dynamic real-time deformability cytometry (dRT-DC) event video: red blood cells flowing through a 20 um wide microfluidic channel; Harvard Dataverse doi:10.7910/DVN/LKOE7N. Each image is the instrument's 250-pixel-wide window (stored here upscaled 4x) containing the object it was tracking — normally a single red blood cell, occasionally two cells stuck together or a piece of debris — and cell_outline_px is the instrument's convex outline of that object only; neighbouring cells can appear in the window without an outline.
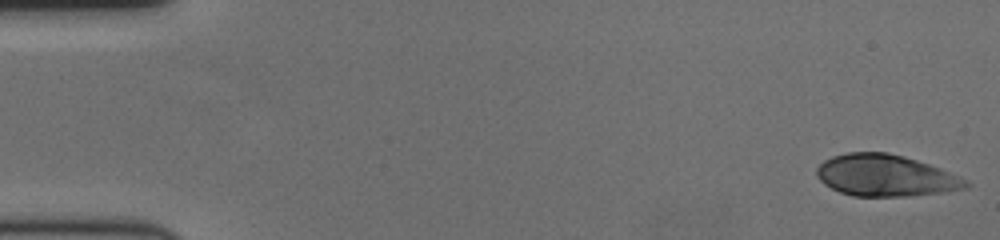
{"species": "human", "species_latin": "Homo sapiens", "temperature_condition": "cold", "stored_images_in_passage": 58, "camera_frame_rate_fps": 3000, "um_per_image_px": 0.085, "donor": {"sex": "female"}, "frame": {"image": 1, "passage_image": 1, "time_ms": 0.0, "image_size_px": [1000, 240], "cell_outline_px": [[972, 184], [968, 188], [944, 192], [908, 196], [852, 196], [840, 192], [824, 184], [816, 176], [816, 168], [824, 160], [832, 156], [848, 152], [888, 152], [904, 156], [940, 168], [968, 180]], "centroid_in_image_um": [75.27, 14.92], "position_along_channel_um": 9.7, "area_um2": 36.3}}
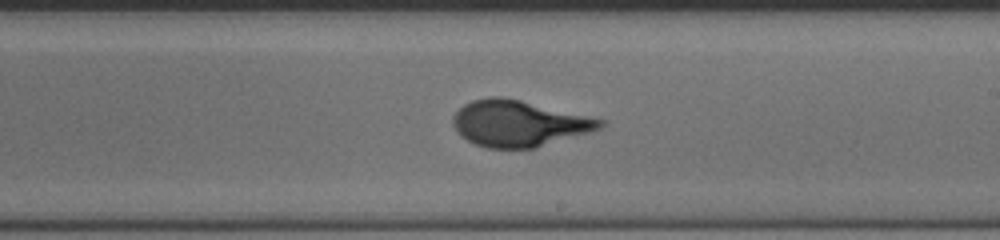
{"frame": {"image": 2, "passage_image": 34, "time_ms": 11.0, "image_size_px": [1000, 240], "cell_outline_px": [[608, 124], [600, 128], [588, 132], [536, 148], [488, 148], [476, 144], [460, 136], [456, 132], [452, 124], [452, 116], [464, 104], [472, 100], [492, 96], [500, 96], [520, 100], [604, 120]], "centroid_in_image_um": [44.05, 10.49], "position_along_channel_um": 244.9, "area_um2": 39.3}}
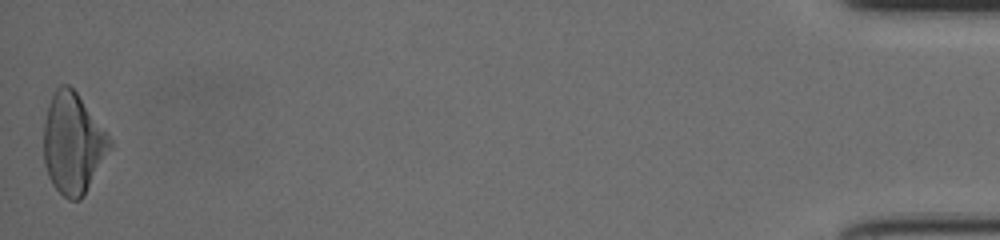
{"frame": {"image": 3, "passage_image": 58, "time_ms": 19.0, "image_size_px": [1000, 240], "cell_outline_px": [[112, 148], [84, 196], [80, 200], [68, 200], [52, 184], [48, 176], [44, 164], [44, 124], [48, 104], [56, 88], [60, 84], [68, 84], [76, 92], [108, 132], [112, 140]], "centroid_in_image_um": [6.22, 12.2], "position_along_channel_um": 429.0, "area_um2": 39.07}, "authors_computed_cell_mechanics": {"area_um2": 37.8879, "velocity_mm_per_s": 3.5044, "shape_relaxation_time_tau1_ms": 3.9098, "shape_relaxation_time_tau2_ms": null, "deformation_change_tau1": 0.1684, "deformation_change_tau2": null}}